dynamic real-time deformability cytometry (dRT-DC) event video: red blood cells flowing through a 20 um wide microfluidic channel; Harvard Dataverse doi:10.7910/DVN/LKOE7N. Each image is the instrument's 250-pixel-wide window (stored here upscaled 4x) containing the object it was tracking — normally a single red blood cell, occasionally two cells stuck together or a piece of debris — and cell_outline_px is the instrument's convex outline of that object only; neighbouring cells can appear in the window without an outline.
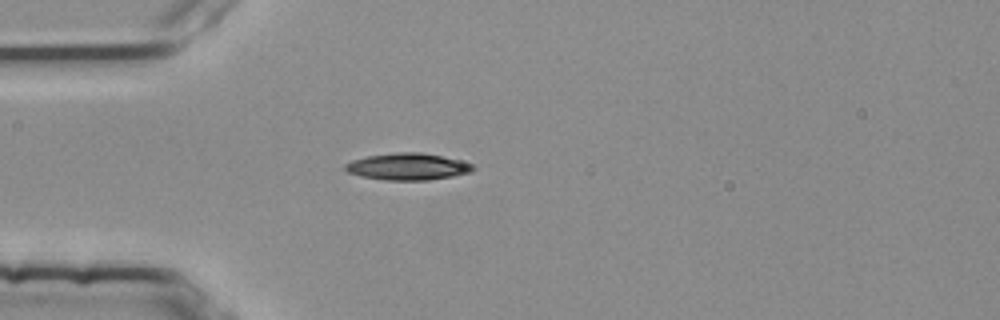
{"species": "common noctule bat (a hibernating species)", "species_latin": "Nyctalus noctula", "temperature_condition": "room temperature", "stored_images_in_passage": 1, "camera_frame_rate_fps": 3000, "um_per_image_px": 0.085, "animal": {"sex": "female", "body_mass_g": 25.1}, "frame": {"image": 1, "passage_image": 1, "time_ms": 0.0, "image_size_px": [1000, 320], "cell_outline_px": [[476, 168], [472, 172], [452, 176], [428, 180], [384, 180], [360, 176], [348, 172], [344, 168], [344, 164], [352, 160], [368, 156], [392, 152], [420, 152], [440, 156], [476, 164]], "centroid_in_image_um": [34.67, 14.16], "position_along_channel_um": 50.3, "area_um2": 20.06}}